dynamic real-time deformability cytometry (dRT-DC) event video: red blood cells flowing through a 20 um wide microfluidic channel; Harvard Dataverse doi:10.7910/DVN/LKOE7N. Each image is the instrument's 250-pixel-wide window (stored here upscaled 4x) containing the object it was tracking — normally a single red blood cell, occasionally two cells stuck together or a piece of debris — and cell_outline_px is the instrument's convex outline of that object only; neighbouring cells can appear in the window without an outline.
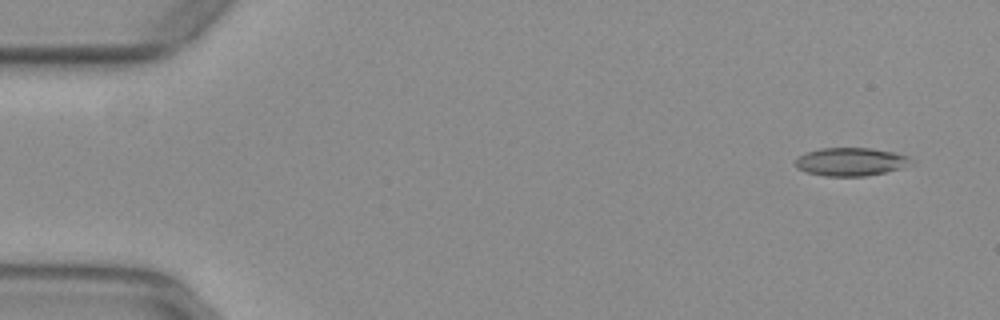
{"species": "common noctule bat (a hibernating species)", "species_latin": "Nyctalus noctula", "temperature_condition": "warm", "stored_images_in_passage": 53, "camera_frame_rate_fps": 3000, "um_per_image_px": 0.085, "animal": {"sex": "female", "body_mass_g": 29.2, "forearm_length_mm": 56.3}, "frame": {"image": 1, "passage_image": 4, "time_ms": 1.0, "image_size_px": [1000, 320], "cell_outline_px": [[908, 156], [900, 168], [884, 172], [864, 176], [824, 176], [804, 172], [796, 168], [796, 160], [800, 156], [808, 152], [820, 148], [872, 148], [896, 152]], "centroid_in_image_um": [72.2, 13.75], "position_along_channel_um": 12.8, "area_um2": 18.55}}
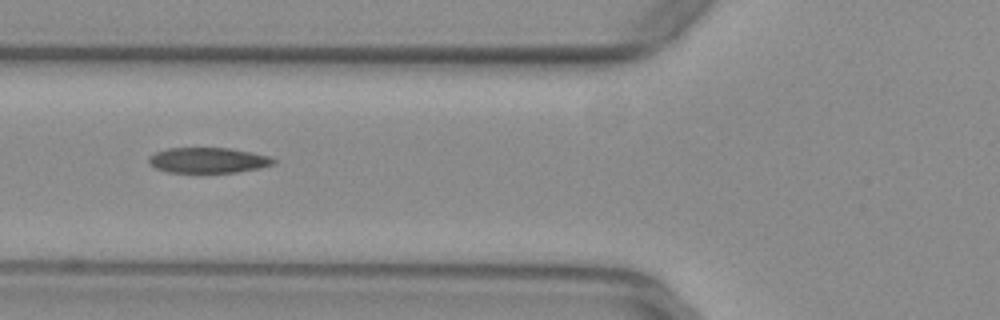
{"frame": {"image": 2, "passage_image": 21, "time_ms": 6.667, "image_size_px": [1000, 320], "cell_outline_px": [[276, 160], [272, 164], [260, 168], [236, 172], [168, 172], [156, 168], [148, 164], [148, 156], [156, 152], [168, 148], [228, 148], [252, 152], [268, 156]], "centroid_in_image_um": [17.65, 13.62], "position_along_channel_um": 108.2, "area_um2": 18.38}}
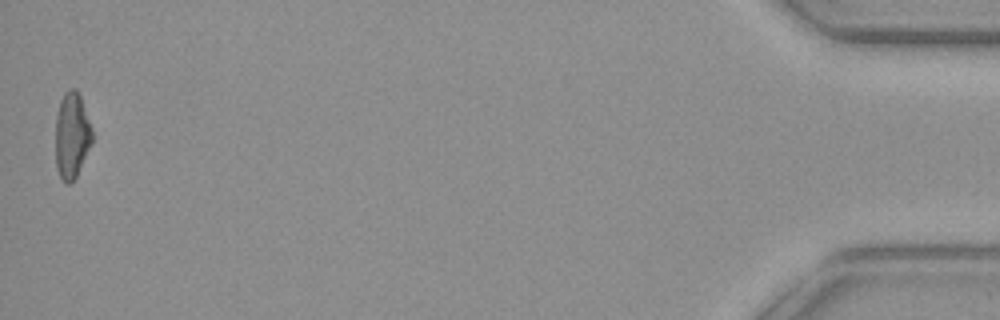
{"frame": {"image": 3, "passage_image": 53, "time_ms": 17.333, "image_size_px": [1000, 320], "cell_outline_px": [[92, 144], [76, 176], [68, 184], [64, 184], [60, 180], [56, 168], [56, 116], [60, 100], [64, 92], [68, 88], [76, 88], [80, 96], [92, 128]], "centroid_in_image_um": [6.09, 11.52], "position_along_channel_um": 429.1, "area_um2": 18.55}, "authors_computed_cell_mechanics": {"area_um2": 19.1896, "velocity_mm_per_s": 3.9422, "shape_relaxation_time_tau1_ms": 10.7182, "shape_relaxation_time_tau2_ms": 2.9526, "deformation_change_tau1": 0.2336, "deformation_change_tau2": 0.1094}}